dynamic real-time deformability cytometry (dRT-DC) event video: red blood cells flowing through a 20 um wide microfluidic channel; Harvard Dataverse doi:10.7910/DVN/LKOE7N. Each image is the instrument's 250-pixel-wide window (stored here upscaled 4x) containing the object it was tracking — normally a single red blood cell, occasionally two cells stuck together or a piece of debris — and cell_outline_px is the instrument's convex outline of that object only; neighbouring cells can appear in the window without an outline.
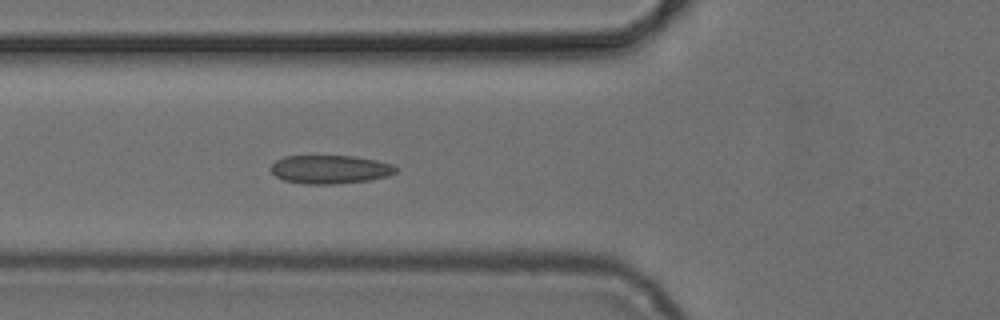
{"species": "common noctule bat (a hibernating species)", "species_latin": "Nyctalus noctula", "temperature_condition": "cold", "stored_images_in_passage": 5, "camera_frame_rate_fps": 3000, "um_per_image_px": 0.085, "animal": {"sex": "female", "body_mass_g": 24.6, "forearm_length_mm": 56.2}, "frame": {"image": 1, "passage_image": 5, "time_ms": 4.667, "image_size_px": [1000, 320], "cell_outline_px": [[400, 168], [396, 172], [388, 176], [372, 180], [336, 184], [304, 184], [284, 180], [276, 176], [272, 172], [272, 164], [276, 160], [284, 156], [352, 156], [376, 160], [392, 164]], "centroid_in_image_um": [28.1, 14.4], "position_along_channel_um": 97.7, "area_um2": 20.87}}